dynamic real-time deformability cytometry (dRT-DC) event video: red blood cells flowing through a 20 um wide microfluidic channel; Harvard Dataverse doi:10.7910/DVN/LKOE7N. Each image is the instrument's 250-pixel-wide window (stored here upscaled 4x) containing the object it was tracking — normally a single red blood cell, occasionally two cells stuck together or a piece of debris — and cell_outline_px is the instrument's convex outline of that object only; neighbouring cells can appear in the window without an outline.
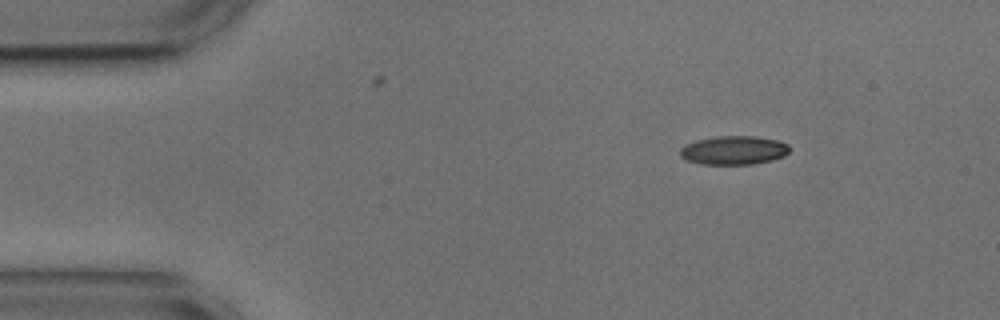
{"species": "common noctule bat (a hibernating species)", "species_latin": "Nyctalus noctula", "temperature_condition": "cold", "stored_images_in_passage": 48, "camera_frame_rate_fps": 3000, "um_per_image_px": 0.085, "animal": {"sex": "male", "body_mass_g": 17.9, "forearm_length_mm": 54.2}, "frame": {"image": 1, "passage_image": 1, "time_ms": 0.0, "image_size_px": [1000, 320], "cell_outline_px": [[788, 152], [784, 156], [772, 160], [752, 164], [700, 164], [688, 160], [680, 156], [680, 148], [684, 144], [696, 140], [716, 136], [756, 136], [776, 140], [788, 144]], "centroid_in_image_um": [62.34, 12.77], "position_along_channel_um": 22.7, "area_um2": 18.32}}
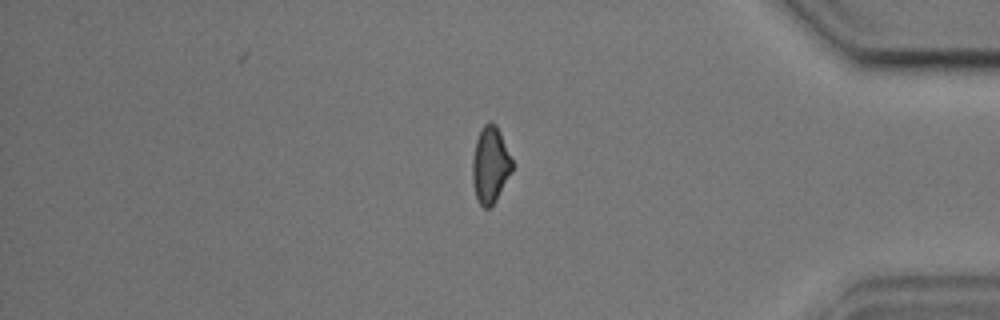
{"frame": {"image": 2, "passage_image": 39, "time_ms": 12.667, "image_size_px": [1000, 320], "cell_outline_px": [[512, 172], [496, 200], [488, 208], [484, 208], [480, 204], [476, 196], [472, 184], [472, 160], [476, 140], [484, 124], [496, 124], [500, 132], [512, 160]], "centroid_in_image_um": [41.67, 14.05], "position_along_channel_um": 393.5, "area_um2": 17.46}}
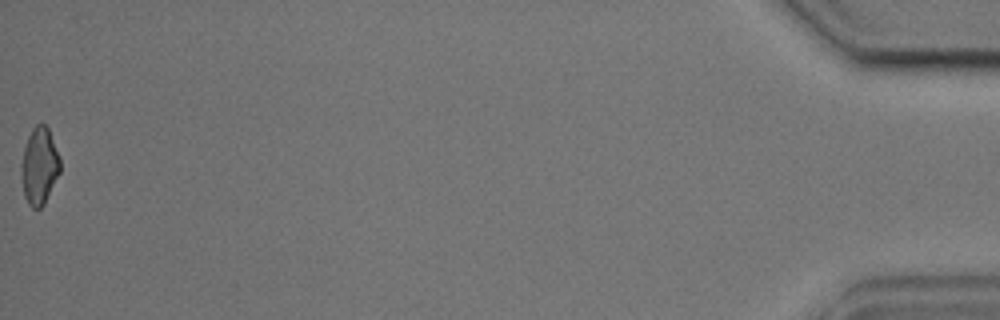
{"frame": {"image": 3, "passage_image": 48, "time_ms": 15.667, "image_size_px": [1000, 320], "cell_outline_px": [[60, 172], [44, 204], [40, 208], [32, 208], [28, 204], [24, 196], [20, 172], [20, 164], [24, 148], [28, 136], [32, 128], [36, 124], [44, 124], [48, 128], [60, 156]], "centroid_in_image_um": [3.33, 14.11], "position_along_channel_um": 431.9, "area_um2": 17.57}, "authors_computed_cell_mechanics": {"area_um2": 18.2359, "velocity_mm_per_s": 3.6832, "shape_relaxation_time_tau1_ms": 4.2019, "shape_relaxation_time_tau2_ms": 3.0764, "deformation_change_tau1": 0.0893, "deformation_change_tau2": 0.0984}}